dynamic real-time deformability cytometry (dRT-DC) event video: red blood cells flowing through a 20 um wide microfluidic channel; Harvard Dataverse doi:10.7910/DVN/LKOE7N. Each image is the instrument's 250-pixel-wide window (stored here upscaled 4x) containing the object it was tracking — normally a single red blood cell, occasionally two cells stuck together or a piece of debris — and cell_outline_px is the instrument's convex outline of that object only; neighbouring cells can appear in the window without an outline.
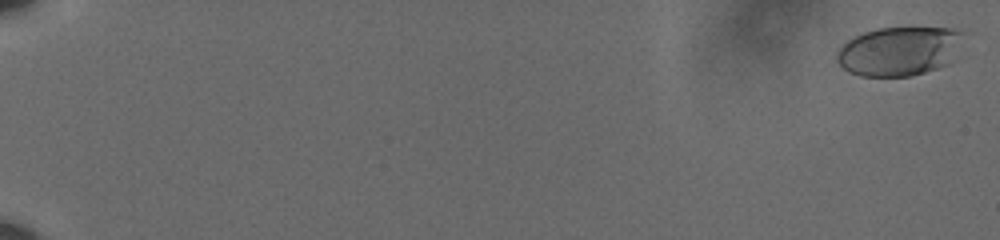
{"species": "human", "species_latin": "Homo sapiens", "temperature_condition": "cold", "stored_images_in_passage": 37, "camera_frame_rate_fps": 3000, "um_per_image_px": 0.085, "donor": {"sex": "male"}, "frame": {"image": 1, "passage_image": 1, "time_ms": 0.0, "image_size_px": [1000, 240], "cell_outline_px": [[964, 32], [956, 60], [948, 64], [912, 76], [860, 76], [848, 72], [836, 60], [836, 52], [848, 40], [864, 32], [876, 28], [956, 28]], "centroid_in_image_um": [76.47, 4.35], "position_along_channel_um": 8.5, "area_um2": 36.47}}
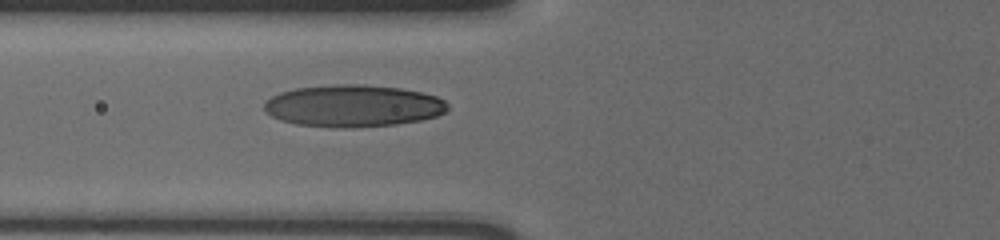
{"frame": {"image": 2, "passage_image": 22, "time_ms": 7.0, "image_size_px": [1000, 240], "cell_outline_px": [[448, 108], [444, 112], [436, 116], [420, 120], [396, 124], [352, 128], [344, 128], [296, 124], [280, 120], [264, 112], [264, 104], [272, 96], [280, 92], [296, 88], [340, 84], [360, 84], [400, 88], [420, 92], [436, 96], [444, 100], [448, 104]], "centroid_in_image_um": [30.01, 9.0], "position_along_channel_um": 95.8, "area_um2": 44.8}}
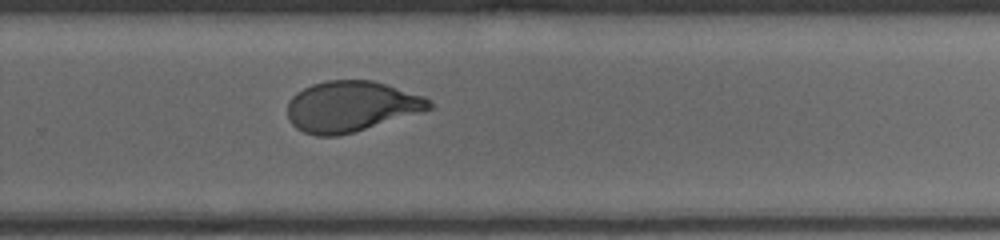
{"frame": {"image": 3, "passage_image": 37, "time_ms": 12.0, "image_size_px": [1000, 240], "cell_outline_px": [[432, 108], [420, 112], [352, 132], [336, 136], [316, 136], [304, 132], [296, 128], [288, 120], [288, 100], [296, 92], [312, 84], [328, 80], [372, 80], [424, 96], [432, 104]], "centroid_in_image_um": [29.79, 9.04], "position_along_channel_um": 300.0, "area_um2": 41.44}}